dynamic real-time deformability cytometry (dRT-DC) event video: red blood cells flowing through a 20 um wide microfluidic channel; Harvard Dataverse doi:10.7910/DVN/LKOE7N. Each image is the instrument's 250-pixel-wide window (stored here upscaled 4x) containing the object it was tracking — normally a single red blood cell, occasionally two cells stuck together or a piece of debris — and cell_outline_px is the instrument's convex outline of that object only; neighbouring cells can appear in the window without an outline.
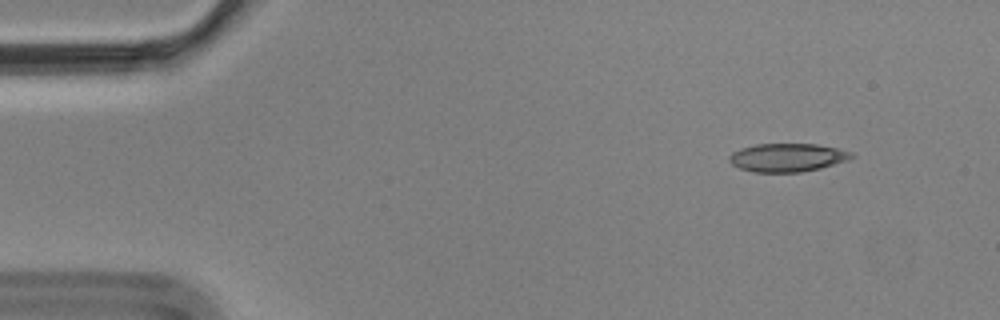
{"species": "Egyptian fruit bat (a non-hibernating species)", "species_latin": "Rousettus aegyptiacus", "temperature_condition": "cold", "stored_images_in_passage": 5, "camera_frame_rate_fps": 3000, "um_per_image_px": 0.085, "animal": {"sex": "male"}, "frame": {"image": 1, "passage_image": 2, "time_ms": 0.333, "image_size_px": [1000, 320], "cell_outline_px": [[856, 156], [848, 160], [820, 168], [800, 172], [752, 172], [740, 168], [732, 164], [728, 160], [728, 156], [732, 152], [740, 148], [756, 144], [816, 144], [836, 148], [852, 152]], "centroid_in_image_um": [66.91, 13.39], "position_along_channel_um": 18.1, "area_um2": 20.23}}